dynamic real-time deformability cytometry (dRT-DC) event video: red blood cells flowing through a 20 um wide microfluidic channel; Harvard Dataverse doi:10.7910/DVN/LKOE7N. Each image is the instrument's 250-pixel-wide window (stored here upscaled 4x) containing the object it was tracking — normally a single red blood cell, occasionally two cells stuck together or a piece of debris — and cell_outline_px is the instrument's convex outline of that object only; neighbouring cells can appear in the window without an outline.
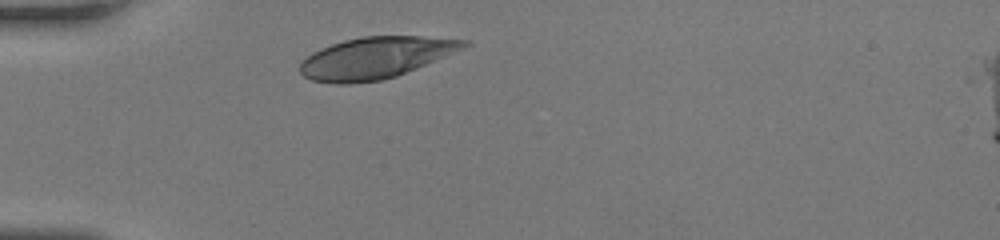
{"species": "human", "species_latin": "Homo sapiens", "temperature_condition": "room temperature", "stored_images_in_passage": 29, "camera_frame_rate_fps": 3000, "um_per_image_px": 0.085, "donor": {"sex": "female"}, "frame": {"image": 1, "passage_image": 1, "time_ms": 0.0, "image_size_px": [1000, 240], "cell_outline_px": [[472, 44], [464, 48], [416, 68], [396, 76], [380, 80], [348, 84], [336, 84], [312, 80], [304, 76], [300, 72], [300, 64], [312, 52], [320, 48], [344, 40], [364, 36], [420, 36], [468, 40]], "centroid_in_image_um": [31.92, 4.91], "position_along_channel_um": 53.1, "area_um2": 39.3}}
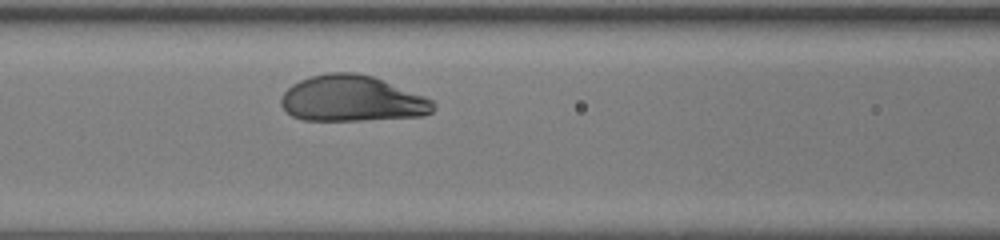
{"frame": {"image": 2, "passage_image": 10, "time_ms": 3.0, "image_size_px": [1000, 240], "cell_outline_px": [[436, 108], [432, 112], [424, 116], [360, 120], [304, 120], [292, 116], [280, 104], [280, 100], [284, 92], [292, 84], [300, 80], [312, 76], [328, 72], [356, 72], [372, 76], [424, 96], [432, 100], [436, 104]], "centroid_in_image_um": [29.93, 8.39], "position_along_channel_um": 136.7, "area_um2": 40.69}}
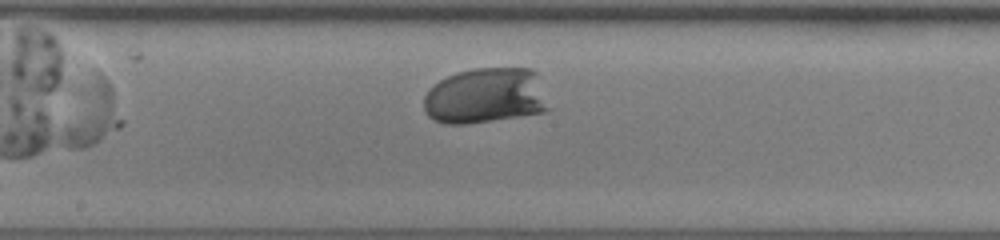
{"frame": {"image": 3, "passage_image": 16, "time_ms": 5.0, "image_size_px": [1000, 240], "cell_outline_px": [[548, 108], [544, 112], [492, 120], [464, 124], [444, 124], [428, 116], [424, 112], [424, 96], [440, 80], [456, 72], [472, 68], [532, 68], [536, 72]], "centroid_in_image_um": [41.24, 8.14], "position_along_channel_um": 207.0, "area_um2": 40.17}}